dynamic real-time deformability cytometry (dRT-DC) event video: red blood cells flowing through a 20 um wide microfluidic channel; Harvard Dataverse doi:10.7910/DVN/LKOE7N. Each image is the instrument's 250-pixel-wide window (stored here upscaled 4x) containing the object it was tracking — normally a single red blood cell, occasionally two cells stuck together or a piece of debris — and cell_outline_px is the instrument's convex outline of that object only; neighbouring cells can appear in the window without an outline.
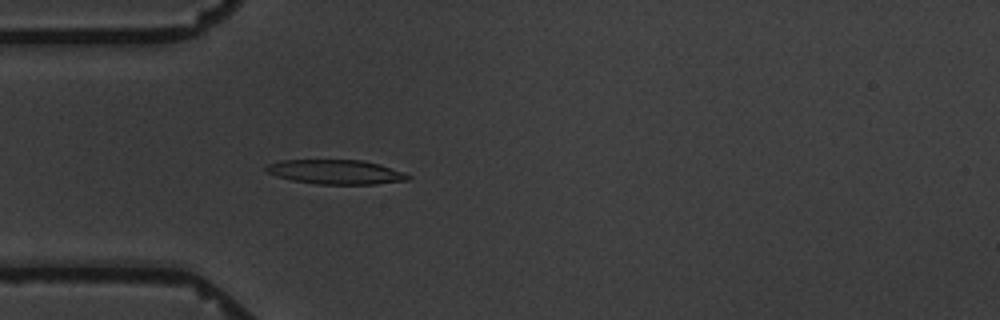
{"species": "common noctule bat (a hibernating species)", "species_latin": "Nyctalus noctula", "temperature_condition": "warm", "stored_images_in_passage": 59, "camera_frame_rate_fps": 3000, "um_per_image_px": 0.085, "animal": {"sex": "male", "body_mass_g": 19.5, "forearm_length_mm": 54.6}, "frame": {"image": 1, "passage_image": 17, "time_ms": 5.333, "image_size_px": [1000, 320], "cell_outline_px": [[412, 176], [408, 180], [376, 184], [316, 184], [292, 180], [276, 176], [264, 172], [264, 168], [268, 164], [280, 160], [364, 160], [380, 164], [404, 172]], "centroid_in_image_um": [28.53, 14.61], "position_along_channel_um": 56.5, "area_um2": 20.35}}
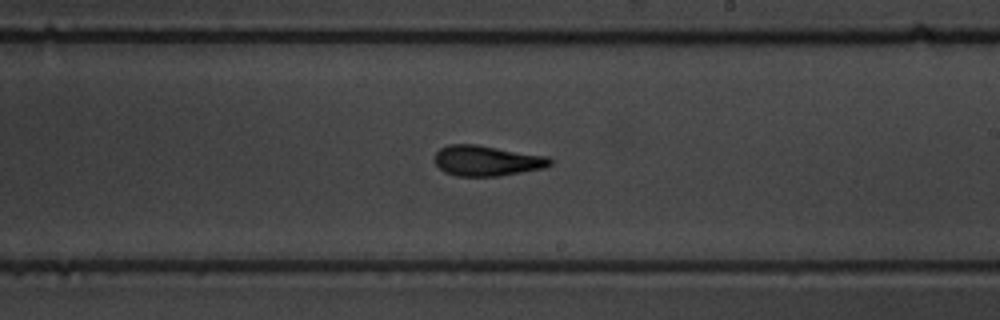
{"frame": {"image": 2, "passage_image": 34, "time_ms": 11.0, "image_size_px": [1000, 320], "cell_outline_px": [[552, 164], [544, 168], [500, 176], [456, 176], [444, 172], [436, 164], [436, 152], [440, 148], [448, 144], [476, 144], [548, 156], [552, 160]], "centroid_in_image_um": [41.39, 13.66], "position_along_channel_um": 247.6, "area_um2": 20.52}}
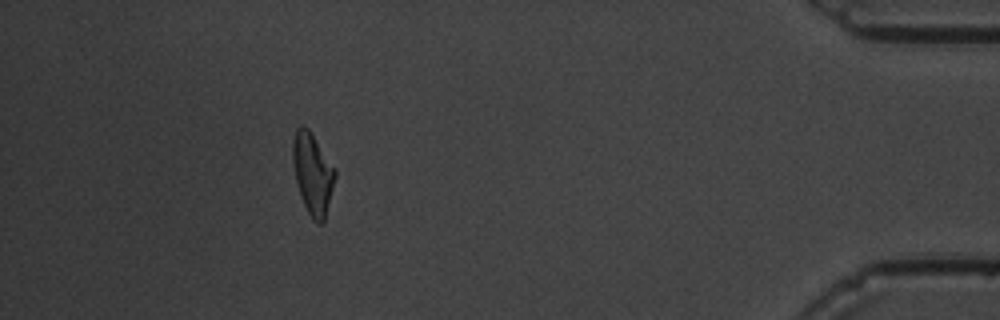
{"frame": {"image": 3, "passage_image": 53, "time_ms": 17.333, "image_size_px": [1000, 320], "cell_outline_px": [[336, 176], [324, 220], [320, 224], [316, 224], [312, 220], [304, 204], [296, 180], [292, 164], [292, 140], [296, 128], [300, 124], [308, 128], [336, 168]], "centroid_in_image_um": [26.57, 14.72], "position_along_channel_um": 408.6, "area_um2": 20.06}, "authors_computed_cell_mechanics": {"area_um2": 19.9988, "velocity_mm_per_s": 3.4331, "shape_relaxation_time_tau1_ms": 4.816, "shape_relaxation_time_tau2_ms": 2.2529, "deformation_change_tau1": 0.1691, "deformation_change_tau2": 0.1136}}